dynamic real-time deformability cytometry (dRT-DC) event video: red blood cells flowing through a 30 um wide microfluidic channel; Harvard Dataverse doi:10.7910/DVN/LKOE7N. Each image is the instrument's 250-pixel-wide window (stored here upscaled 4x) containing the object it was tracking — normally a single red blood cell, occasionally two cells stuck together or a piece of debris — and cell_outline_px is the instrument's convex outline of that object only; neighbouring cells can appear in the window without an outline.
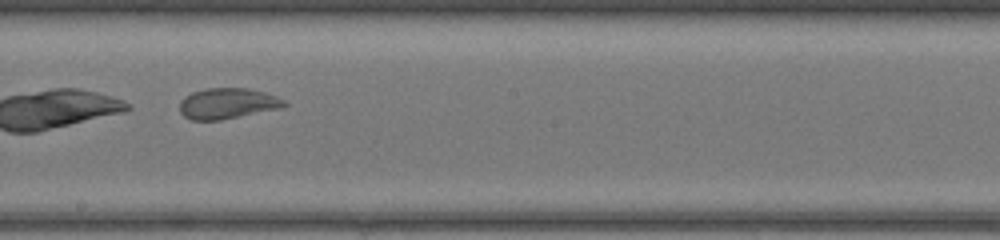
{"species": "common noctule bat (a hibernating species)", "species_latin": "Nyctalus noctula", "temperature_condition": "warm", "stored_images_in_passage": 43, "camera_frame_rate_fps": 3000, "um_per_image_px": 0.085, "animal": {"sex": "female", "body_mass_g": 17.0, "forearm_length_mm": 48.0}, "frame": {"image": 1, "passage_image": 25, "time_ms": 8.0, "image_size_px": [1000, 240], "cell_outline_px": [[288, 104], [280, 108], [220, 120], [192, 120], [184, 116], [180, 112], [180, 100], [184, 96], [192, 92], [204, 88], [248, 88], [264, 92], [276, 96], [284, 100]], "centroid_in_image_um": [19.31, 8.78], "position_along_channel_um": 228.9, "area_um2": 18.73}}
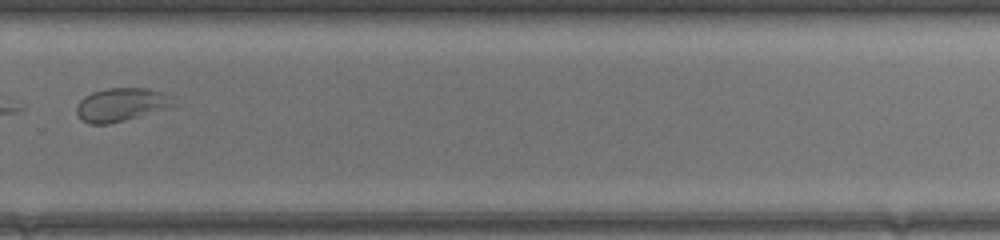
{"frame": {"image": 2, "passage_image": 31, "time_ms": 10.0, "image_size_px": [1000, 240], "cell_outline_px": [[176, 108], [108, 124], [88, 124], [80, 120], [76, 112], [76, 104], [84, 96], [92, 92], [108, 88], [148, 88], [164, 92], [172, 96]], "centroid_in_image_um": [10.36, 8.9], "position_along_channel_um": 319.4, "area_um2": 19.48}}